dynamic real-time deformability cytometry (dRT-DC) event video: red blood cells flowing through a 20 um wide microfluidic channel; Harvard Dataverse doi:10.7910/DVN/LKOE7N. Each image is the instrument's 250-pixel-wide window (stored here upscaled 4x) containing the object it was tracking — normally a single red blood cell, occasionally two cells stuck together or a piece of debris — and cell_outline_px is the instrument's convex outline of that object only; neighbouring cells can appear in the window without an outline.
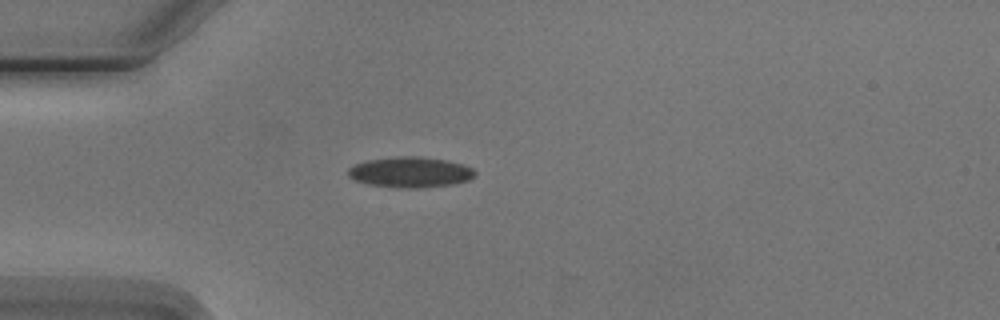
{"species": "Egyptian fruit bat (a non-hibernating species)", "species_latin": "Rousettus aegyptiacus", "temperature_condition": "cold", "stored_images_in_passage": 4, "camera_frame_rate_fps": 3000, "um_per_image_px": 0.085, "animal": {"sex": "male"}, "frame": {"image": 1, "passage_image": 4, "time_ms": 3.333, "image_size_px": [1000, 320], "cell_outline_px": [[476, 172], [468, 180], [452, 184], [416, 188], [404, 188], [368, 184], [356, 180], [348, 176], [348, 168], [356, 164], [368, 160], [396, 156], [420, 156], [448, 160], [464, 164], [472, 168]], "centroid_in_image_um": [34.88, 14.62], "position_along_channel_um": 50.1, "area_um2": 22.48}}